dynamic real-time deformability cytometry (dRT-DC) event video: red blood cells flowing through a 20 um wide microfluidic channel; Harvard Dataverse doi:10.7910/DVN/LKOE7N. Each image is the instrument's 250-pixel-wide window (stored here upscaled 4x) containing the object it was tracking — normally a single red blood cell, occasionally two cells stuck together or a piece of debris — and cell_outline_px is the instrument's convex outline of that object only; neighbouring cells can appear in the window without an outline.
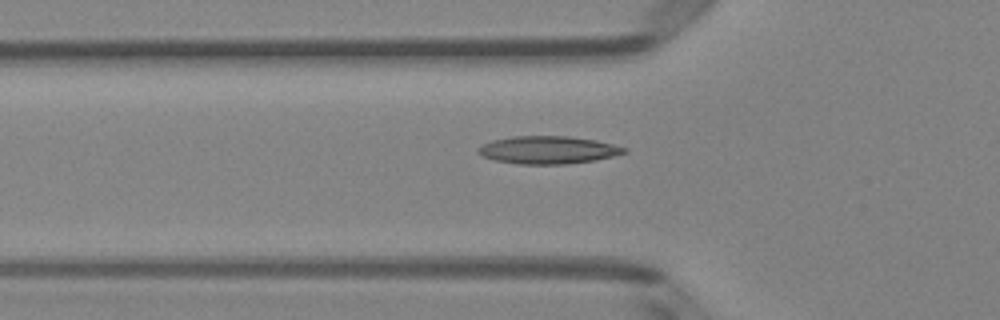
{"species": "Egyptian fruit bat (a non-hibernating species)", "species_latin": "Rousettus aegyptiacus", "temperature_condition": "room temperature", "stored_images_in_passage": 45, "camera_frame_rate_fps": 3000, "um_per_image_px": 0.085, "animal": {"sex": "female"}, "frame": {"image": 1, "passage_image": 17, "time_ms": 5.333, "image_size_px": [1000, 320], "cell_outline_px": [[628, 152], [596, 160], [564, 164], [516, 164], [496, 160], [484, 156], [476, 152], [476, 148], [492, 140], [512, 136], [568, 136], [596, 140], [628, 148]], "centroid_in_image_um": [46.58, 12.74], "position_along_channel_um": 79.2, "area_um2": 23.58}}
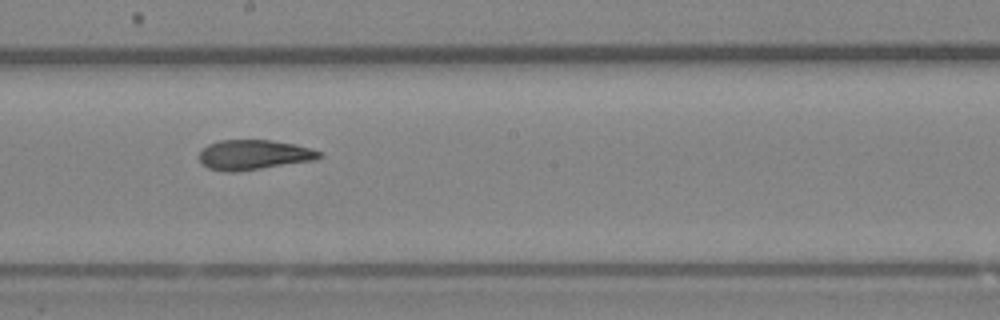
{"frame": {"image": 2, "passage_image": 28, "time_ms": 9.0, "image_size_px": [1000, 320], "cell_outline_px": [[324, 156], [316, 160], [236, 172], [228, 172], [208, 168], [200, 164], [200, 152], [208, 144], [220, 140], [272, 140], [296, 144], [324, 152]], "centroid_in_image_um": [21.62, 13.16], "position_along_channel_um": 226.6, "area_um2": 21.15}}
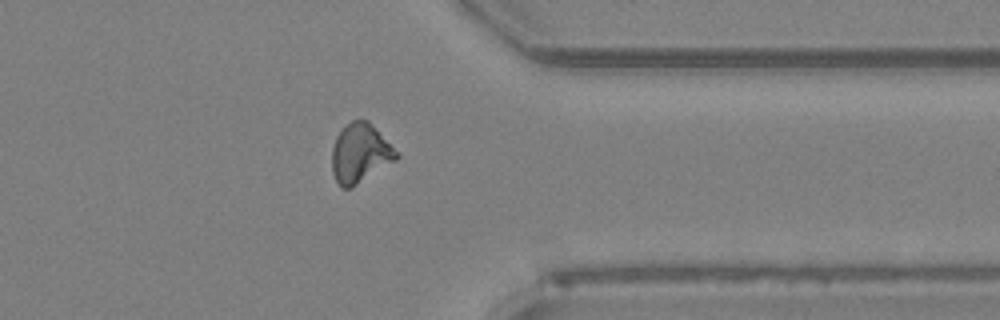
{"frame": {"image": 3, "passage_image": 40, "time_ms": 13.0, "image_size_px": [1000, 320], "cell_outline_px": [[400, 156], [396, 160], [352, 188], [340, 188], [332, 172], [332, 148], [336, 136], [352, 120], [368, 120], [400, 152]], "centroid_in_image_um": [30.64, 13.04], "position_along_channel_um": 380.8, "area_um2": 22.37}, "authors_computed_cell_mechanics": {"area_um2": 21.7328, "velocity_mm_per_s": 4.0276, "shape_relaxation_time_tau1_ms": null, "shape_relaxation_time_tau2_ms": 3.2992, "deformation_change_tau1": null, "deformation_change_tau2": 0.105}}